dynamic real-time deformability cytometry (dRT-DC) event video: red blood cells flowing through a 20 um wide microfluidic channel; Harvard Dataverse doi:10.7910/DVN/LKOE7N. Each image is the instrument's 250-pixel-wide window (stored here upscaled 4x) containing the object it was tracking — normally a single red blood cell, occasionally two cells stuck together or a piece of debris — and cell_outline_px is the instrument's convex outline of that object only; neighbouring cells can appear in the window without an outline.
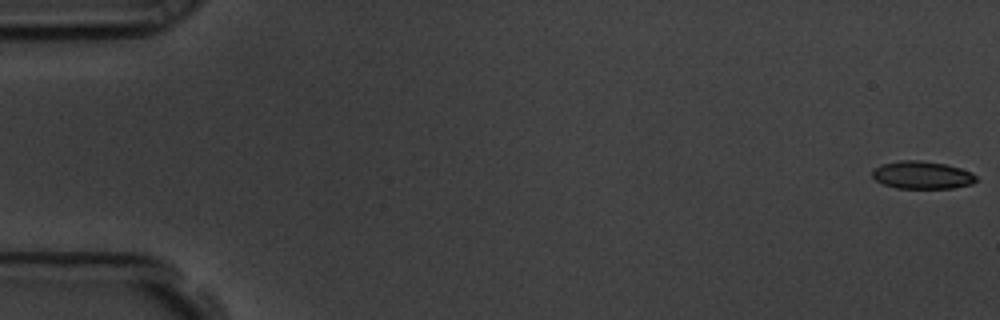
{"species": "common noctule bat (a hibernating species)", "species_latin": "Nyctalus noctula", "temperature_condition": "room temperature", "stored_images_in_passage": 54, "camera_frame_rate_fps": 3000, "um_per_image_px": 0.085, "animal": {"sex": "male", "body_mass_g": 19.5, "forearm_length_mm": 54.6}, "frame": {"image": 1, "passage_image": 1, "time_ms": 0.0, "image_size_px": [1000, 320], "cell_outline_px": [[976, 180], [972, 184], [952, 188], [896, 188], [884, 184], [876, 180], [872, 176], [872, 172], [880, 164], [900, 160], [920, 160], [944, 164], [960, 168], [972, 172], [976, 176]], "centroid_in_image_um": [78.37, 14.87], "position_along_channel_um": 6.6, "area_um2": 16.7}}
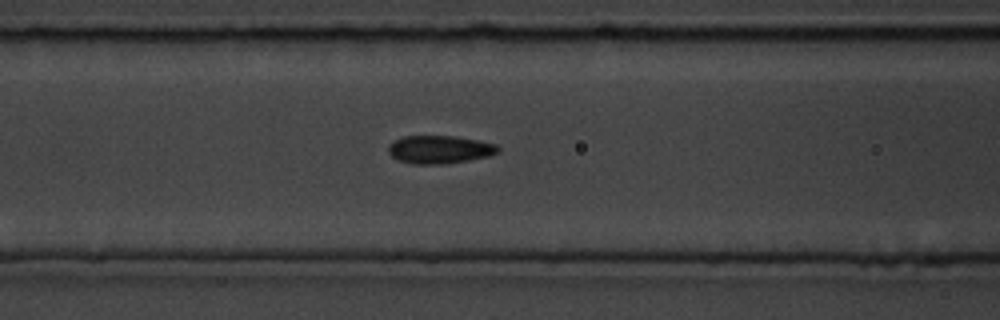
{"frame": {"image": 2, "passage_image": 24, "time_ms": 7.667, "image_size_px": [1000, 320], "cell_outline_px": [[500, 152], [488, 156], [468, 160], [440, 164], [412, 164], [400, 160], [392, 156], [388, 152], [388, 144], [404, 136], [452, 136], [476, 140], [496, 144], [500, 148]], "centroid_in_image_um": [37.36, 12.71], "position_along_channel_um": 129.2, "area_um2": 17.74}}
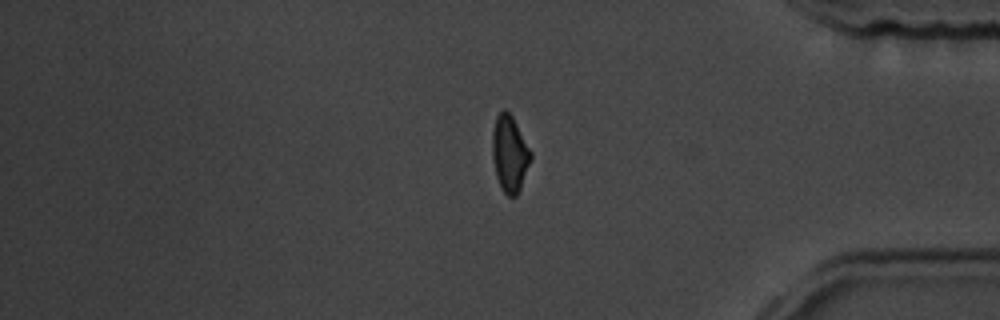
{"frame": {"image": 3, "passage_image": 48, "time_ms": 15.667, "image_size_px": [1000, 320], "cell_outline_px": [[532, 156], [520, 188], [516, 196], [508, 196], [504, 192], [496, 176], [492, 156], [492, 132], [496, 116], [504, 108], [512, 116], [532, 152]], "centroid_in_image_um": [43.31, 13.04], "position_along_channel_um": 391.9, "area_um2": 16.94}}